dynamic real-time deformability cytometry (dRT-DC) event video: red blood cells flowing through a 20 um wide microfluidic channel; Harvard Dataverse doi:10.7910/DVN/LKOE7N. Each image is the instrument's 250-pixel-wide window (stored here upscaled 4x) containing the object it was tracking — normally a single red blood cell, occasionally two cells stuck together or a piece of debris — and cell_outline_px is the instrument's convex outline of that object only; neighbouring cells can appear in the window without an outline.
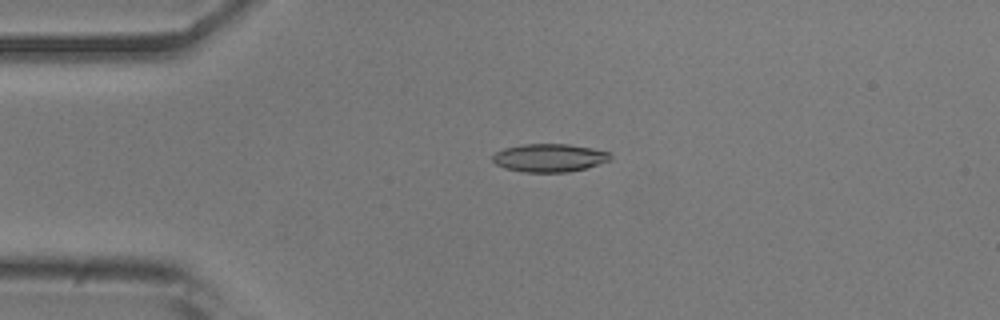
{"species": "common noctule bat (a hibernating species)", "species_latin": "Nyctalus noctula", "temperature_condition": "room temperature", "stored_images_in_passage": 46, "camera_frame_rate_fps": 3000, "um_per_image_px": 0.085, "animal": {"sex": "male", "body_mass_g": 20.5, "forearm_length_mm": 52.5}, "frame": {"image": 1, "passage_image": 5, "time_ms": 1.333, "image_size_px": [1000, 320], "cell_outline_px": [[612, 156], [608, 160], [584, 168], [568, 172], [524, 172], [504, 168], [496, 164], [492, 160], [492, 156], [496, 152], [504, 148], [524, 144], [568, 144], [592, 148], [612, 152]], "centroid_in_image_um": [46.68, 13.41], "position_along_channel_um": 38.3, "area_um2": 19.19}}
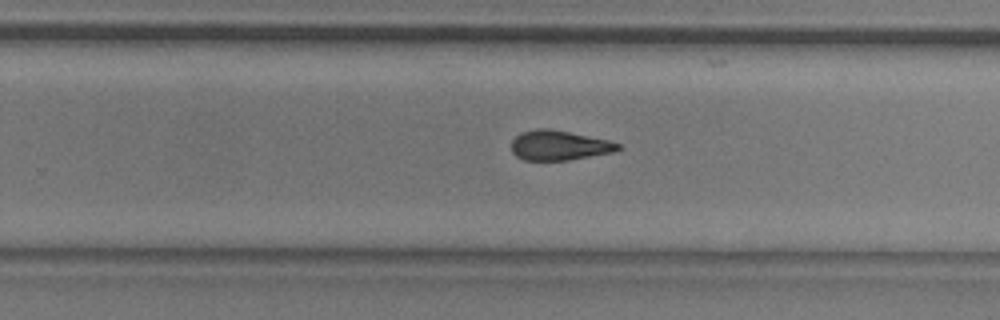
{"frame": {"image": 2, "passage_image": 26, "time_ms": 8.333, "image_size_px": [1000, 320], "cell_outline_px": [[624, 148], [612, 152], [568, 160], [524, 160], [516, 156], [512, 152], [512, 140], [520, 132], [536, 128], [552, 128], [608, 140], [620, 144]], "centroid_in_image_um": [47.51, 12.34], "position_along_channel_um": 282.3, "area_um2": 18.61}}
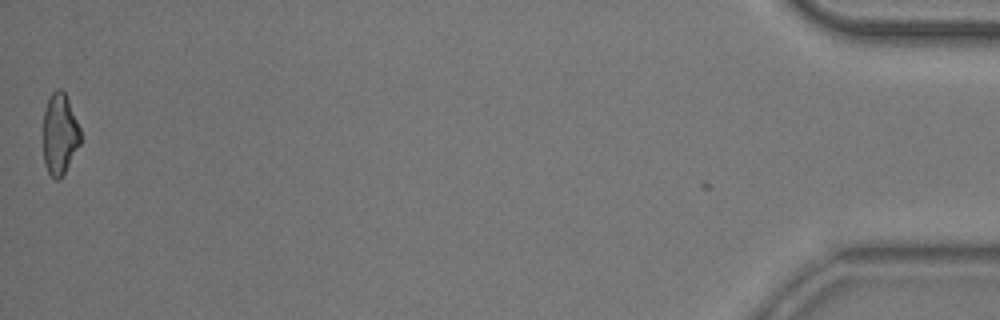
{"frame": {"image": 3, "passage_image": 45, "time_ms": 14.667, "image_size_px": [1000, 320], "cell_outline_px": [[80, 144], [60, 180], [56, 180], [48, 172], [44, 164], [44, 112], [48, 100], [52, 92], [56, 88], [60, 88], [64, 92], [68, 100], [80, 128]], "centroid_in_image_um": [5.07, 11.4], "position_along_channel_um": 430.1, "area_um2": 17.4}, "authors_computed_cell_mechanics": {"area_um2": 19.0162, "velocity_mm_per_s": 3.8735, "shape_relaxation_time_tau1_ms": 6.7599, "shape_relaxation_time_tau2_ms": 2.3241, "deformation_change_tau1": 0.1922, "deformation_change_tau2": 0.1074}}